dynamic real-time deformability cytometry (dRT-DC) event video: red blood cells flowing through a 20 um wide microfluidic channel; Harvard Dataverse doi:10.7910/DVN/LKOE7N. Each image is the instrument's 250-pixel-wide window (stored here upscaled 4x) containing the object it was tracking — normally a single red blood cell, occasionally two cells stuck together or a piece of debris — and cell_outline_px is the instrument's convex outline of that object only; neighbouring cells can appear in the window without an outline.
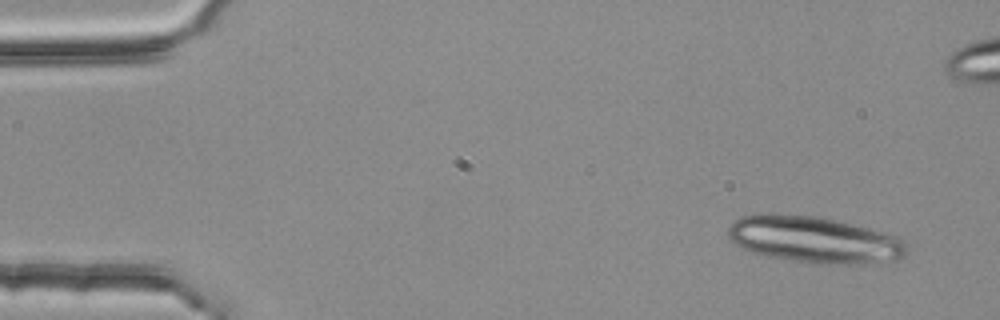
{"species": "common noctule bat (a hibernating species)", "species_latin": "Nyctalus noctula", "temperature_condition": "room temperature", "stored_images_in_passage": 5, "camera_frame_rate_fps": 3000, "um_per_image_px": 0.085, "animal": {"sex": "female", "body_mass_g": 25.1}, "frame": {"image": 1, "passage_image": 1, "time_ms": 0.0, "image_size_px": [1000, 320], "cell_outline_px": [[908, 252], [904, 256], [848, 264], [816, 264], [768, 256], [744, 248], [736, 244], [728, 236], [728, 228], [740, 216], [760, 212], [772, 212], [820, 216], [840, 220], [888, 232], [904, 240], [908, 244]], "centroid_in_image_um": [69.19, 20.31], "position_along_channel_um": 15.8, "area_um2": 48.61}}